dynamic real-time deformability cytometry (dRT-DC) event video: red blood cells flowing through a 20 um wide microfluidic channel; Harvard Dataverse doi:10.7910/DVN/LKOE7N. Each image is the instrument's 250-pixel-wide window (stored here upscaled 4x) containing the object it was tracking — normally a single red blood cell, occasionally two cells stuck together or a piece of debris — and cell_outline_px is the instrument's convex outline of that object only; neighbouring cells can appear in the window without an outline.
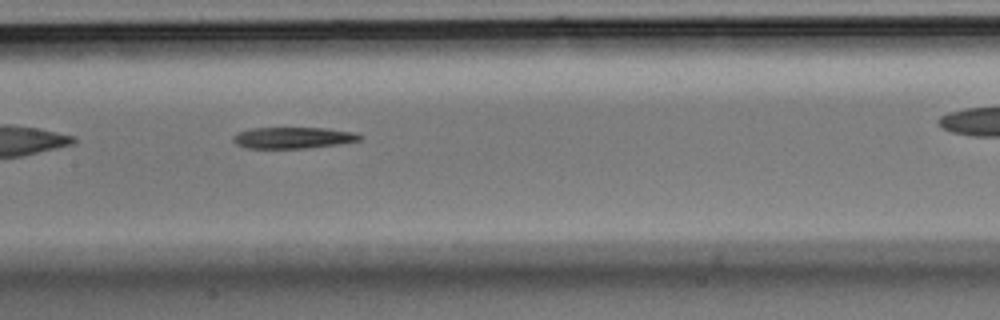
{"species": "Egyptian fruit bat (a non-hibernating species)", "species_latin": "Rousettus aegyptiacus", "temperature_condition": "room temperature", "stored_images_in_passage": 32, "camera_frame_rate_fps": 3000, "um_per_image_px": 0.085, "animal": {"sex": "male"}, "frame": {"image": 1, "passage_image": 10, "time_ms": 3.0, "image_size_px": [1000, 320], "cell_outline_px": [[360, 140], [340, 144], [304, 148], [248, 148], [236, 144], [232, 140], [232, 136], [240, 132], [252, 128], [324, 128], [356, 132], [360, 136]], "centroid_in_image_um": [24.9, 11.71], "position_along_channel_um": 182.5, "area_um2": 15.61}}
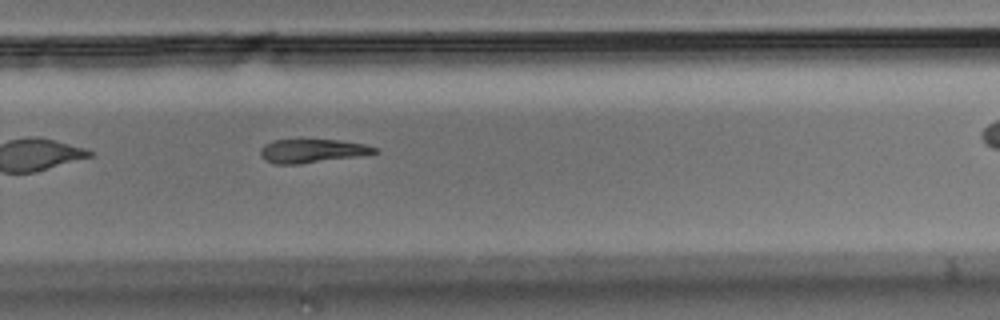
{"frame": {"image": 2, "passage_image": 19, "time_ms": 6.0, "image_size_px": [1000, 320], "cell_outline_px": [[380, 152], [360, 156], [300, 164], [276, 164], [264, 160], [260, 156], [260, 148], [264, 144], [272, 140], [340, 140], [364, 144], [380, 148]], "centroid_in_image_um": [26.55, 12.83], "position_along_channel_um": 303.2, "area_um2": 15.95}}